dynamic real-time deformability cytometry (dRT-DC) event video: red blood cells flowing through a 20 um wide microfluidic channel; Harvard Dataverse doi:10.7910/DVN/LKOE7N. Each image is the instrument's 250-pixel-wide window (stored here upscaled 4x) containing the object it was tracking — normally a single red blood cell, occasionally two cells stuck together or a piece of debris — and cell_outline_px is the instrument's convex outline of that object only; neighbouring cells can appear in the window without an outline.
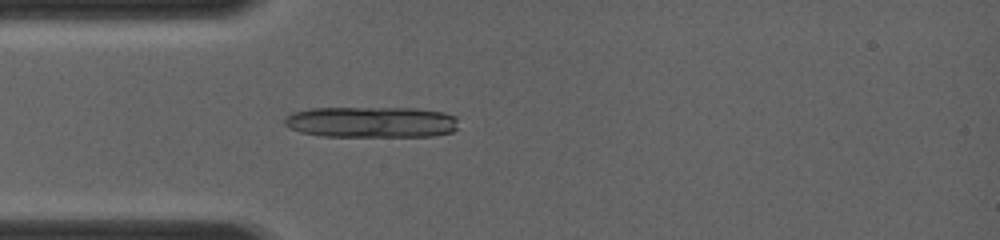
{"species": "common noctule bat (a hibernating species)", "species_latin": "Nyctalus noctula", "temperature_condition": "room temperature", "stored_images_in_passage": 1, "camera_frame_rate_fps": 4000, "um_per_image_px": 0.085, "animal": {"sex": "female", "body_mass_g": 19.0, "forearm_length_mm": 56.7}, "frame": {"image": 1, "passage_image": 1, "time_ms": 0.0, "image_size_px": [1000, 240], "cell_outline_px": [[456, 128], [452, 132], [432, 136], [324, 136], [300, 132], [288, 128], [284, 124], [284, 120], [292, 112], [312, 108], [416, 108], [444, 112], [456, 116]], "centroid_in_image_um": [31.56, 10.37], "position_along_channel_um": 53.4, "area_um2": 31.5}}